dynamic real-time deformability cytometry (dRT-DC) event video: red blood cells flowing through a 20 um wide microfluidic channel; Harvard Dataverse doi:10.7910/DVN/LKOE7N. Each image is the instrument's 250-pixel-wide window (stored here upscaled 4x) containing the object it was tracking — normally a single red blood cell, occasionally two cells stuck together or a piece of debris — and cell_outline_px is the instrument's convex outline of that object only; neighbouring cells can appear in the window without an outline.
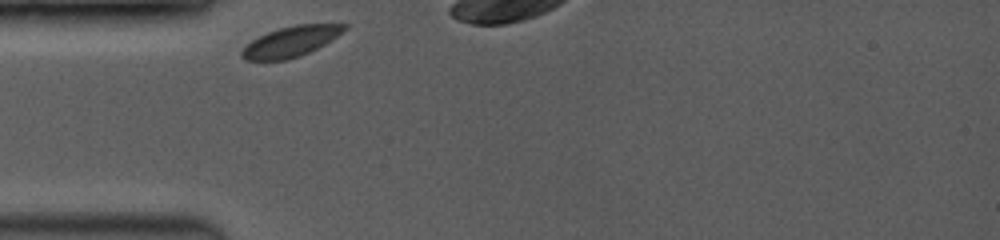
{"species": "common noctule bat (a hibernating species)", "species_latin": "Nyctalus noctula", "temperature_condition": "room temperature", "stored_images_in_passage": 18, "camera_frame_rate_fps": 3500, "um_per_image_px": 0.085, "animal": {"sex": "female", "body_mass_g": 19.0, "forearm_length_mm": 53.3}, "frame": {"image": 1, "passage_image": 1, "time_ms": 0.0, "image_size_px": [1000, 240], "cell_outline_px": [[348, 28], [324, 44], [300, 56], [288, 60], [244, 60], [240, 56], [240, 52], [252, 40], [268, 32], [280, 28], [296, 24], [348, 24]], "centroid_in_image_um": [24.71, 3.53], "position_along_channel_um": 60.3, "area_um2": 17.92}}
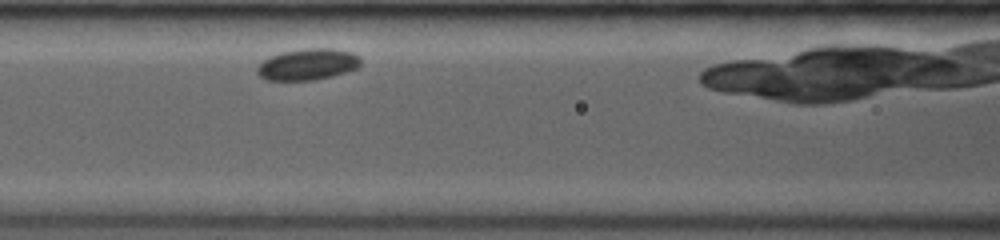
{"frame": {"image": 2, "passage_image": 7, "time_ms": 2.286, "image_size_px": [1000, 240], "cell_outline_px": [[360, 68], [332, 76], [316, 80], [264, 80], [256, 72], [256, 68], [264, 60], [272, 56], [284, 52], [304, 48], [332, 48], [352, 52], [360, 56]], "centroid_in_image_um": [26.19, 5.48], "position_along_channel_um": 140.4, "area_um2": 19.02}}
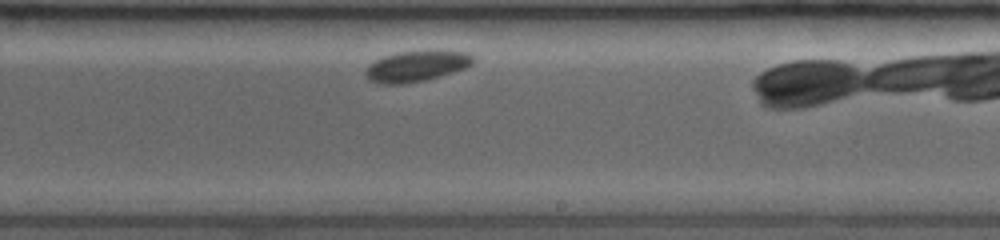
{"frame": {"image": 3, "passage_image": 14, "time_ms": 5.429, "image_size_px": [1000, 240], "cell_outline_px": [[472, 64], [464, 68], [428, 80], [404, 84], [376, 84], [368, 80], [364, 72], [364, 68], [368, 64], [384, 56], [396, 52], [468, 52], [472, 56]], "centroid_in_image_um": [35.29, 5.66], "position_along_channel_um": 253.7, "area_um2": 19.07}}